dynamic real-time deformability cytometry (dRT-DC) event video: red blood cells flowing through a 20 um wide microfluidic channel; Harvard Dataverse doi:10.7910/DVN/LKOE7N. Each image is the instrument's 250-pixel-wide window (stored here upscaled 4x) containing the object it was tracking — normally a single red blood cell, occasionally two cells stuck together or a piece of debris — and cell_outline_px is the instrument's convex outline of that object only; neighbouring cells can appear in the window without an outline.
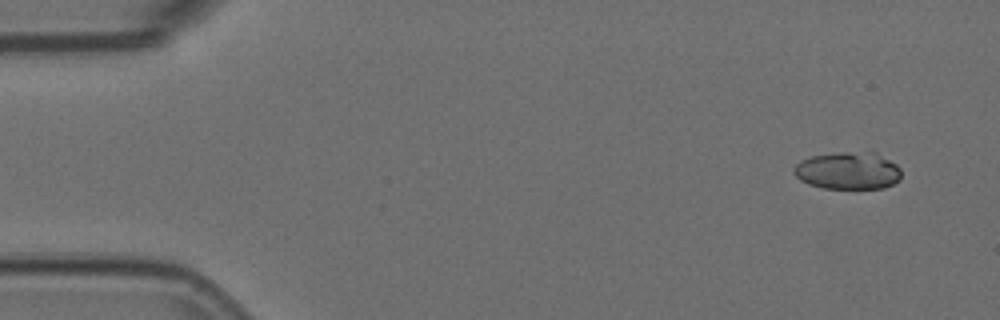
{"species": "Egyptian fruit bat (a non-hibernating species)", "species_latin": "Rousettus aegyptiacus", "temperature_condition": "room temperature", "stored_images_in_passage": 8, "camera_frame_rate_fps": 3000, "um_per_image_px": 0.085, "animal": {"sex": "female"}, "frame": {"image": 1, "passage_image": 1, "time_ms": 0.0, "image_size_px": [1000, 320], "cell_outline_px": [[900, 180], [884, 188], [824, 188], [808, 184], [800, 180], [792, 172], [792, 168], [800, 160], [812, 156], [840, 152], [872, 148], [896, 164], [900, 168]], "centroid_in_image_um": [72.1, 14.46], "position_along_channel_um": 12.9, "area_um2": 24.1}}
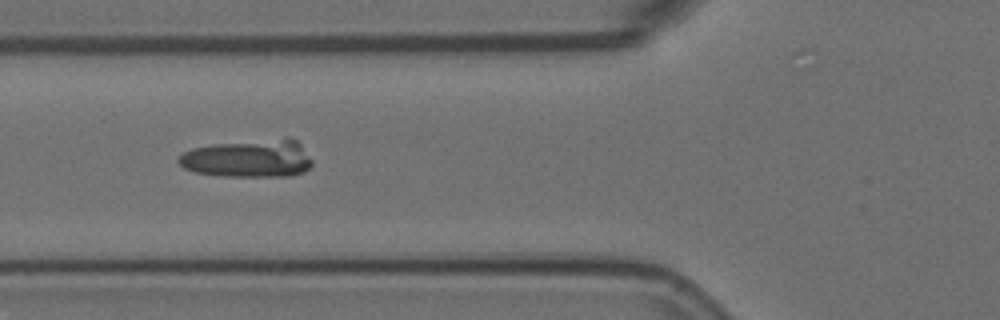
{"frame": {"image": 2, "passage_image": 6, "time_ms": 1.667, "image_size_px": [1000, 320], "cell_outline_px": [[312, 164], [304, 172], [288, 176], [220, 176], [196, 172], [184, 168], [176, 160], [184, 152], [192, 148], [216, 144], [284, 136], [288, 136], [296, 140], [300, 144], [312, 160]], "centroid_in_image_um": [21.15, 13.45], "position_along_channel_um": 104.7, "area_um2": 29.71}}
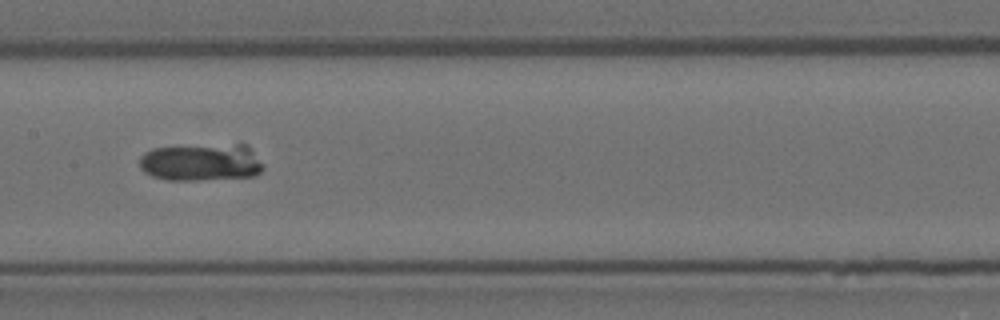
{"frame": {"image": 3, "passage_image": 8, "time_ms": 2.333, "image_size_px": [1000, 320], "cell_outline_px": [[264, 168], [256, 176], [200, 180], [168, 180], [152, 176], [144, 172], [140, 168], [140, 156], [144, 152], [152, 148], [240, 140], [248, 144], [264, 164]], "centroid_in_image_um": [17.18, 13.73], "position_along_channel_um": 190.2, "area_um2": 28.44}}